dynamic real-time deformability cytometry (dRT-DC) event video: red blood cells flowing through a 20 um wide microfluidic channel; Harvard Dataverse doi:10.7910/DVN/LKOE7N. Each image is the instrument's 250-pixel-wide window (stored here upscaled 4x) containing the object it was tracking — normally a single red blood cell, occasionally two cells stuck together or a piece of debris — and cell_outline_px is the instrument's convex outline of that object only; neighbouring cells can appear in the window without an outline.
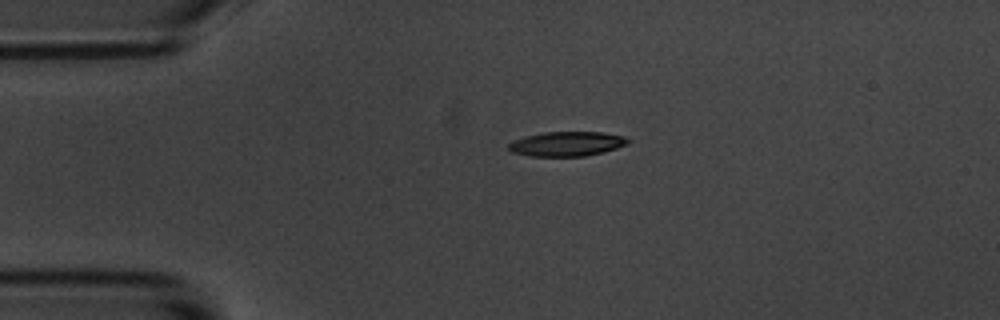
{"species": "common noctule bat (a hibernating species)", "species_latin": "Nyctalus noctula", "temperature_condition": "room temperature", "stored_images_in_passage": 2, "camera_frame_rate_fps": 3000, "um_per_image_px": 0.085, "animal": {"sex": "male", "body_mass_g": 20.1, "forearm_length_mm": 53.5}, "frame": {"image": 1, "passage_image": 1, "time_ms": 0.0, "image_size_px": [1000, 320], "cell_outline_px": [[632, 140], [628, 144], [604, 152], [584, 156], [528, 156], [512, 152], [508, 148], [508, 144], [524, 136], [544, 132], [600, 132], [624, 136]], "centroid_in_image_um": [48.2, 12.23], "position_along_channel_um": 36.8, "area_um2": 17.11}}